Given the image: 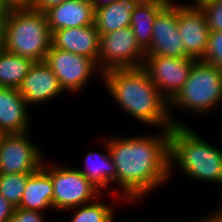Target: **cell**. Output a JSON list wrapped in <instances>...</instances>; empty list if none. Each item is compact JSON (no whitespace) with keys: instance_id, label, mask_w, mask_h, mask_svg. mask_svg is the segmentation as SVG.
Here are the masks:
<instances>
[{"instance_id":"obj_23","label":"cell","mask_w":222,"mask_h":222,"mask_svg":"<svg viewBox=\"0 0 222 222\" xmlns=\"http://www.w3.org/2000/svg\"><path fill=\"white\" fill-rule=\"evenodd\" d=\"M33 172L0 174V194L15 208H18L27 185V179Z\"/></svg>"},{"instance_id":"obj_15","label":"cell","mask_w":222,"mask_h":222,"mask_svg":"<svg viewBox=\"0 0 222 222\" xmlns=\"http://www.w3.org/2000/svg\"><path fill=\"white\" fill-rule=\"evenodd\" d=\"M100 141L105 153L89 151L84 157L83 163L85 167H80L78 170L102 193L106 194L105 192H108L109 189L108 196H111L114 204H118L117 201L120 202L121 200L122 202L123 198L118 194H114V189L111 186H116V167L109 152L108 141L103 136L102 139L100 138ZM107 187H111V189Z\"/></svg>"},{"instance_id":"obj_21","label":"cell","mask_w":222,"mask_h":222,"mask_svg":"<svg viewBox=\"0 0 222 222\" xmlns=\"http://www.w3.org/2000/svg\"><path fill=\"white\" fill-rule=\"evenodd\" d=\"M33 64L31 59L12 54L0 46V86L18 89Z\"/></svg>"},{"instance_id":"obj_10","label":"cell","mask_w":222,"mask_h":222,"mask_svg":"<svg viewBox=\"0 0 222 222\" xmlns=\"http://www.w3.org/2000/svg\"><path fill=\"white\" fill-rule=\"evenodd\" d=\"M196 61L191 57L145 56L142 68L170 101L184 86Z\"/></svg>"},{"instance_id":"obj_4","label":"cell","mask_w":222,"mask_h":222,"mask_svg":"<svg viewBox=\"0 0 222 222\" xmlns=\"http://www.w3.org/2000/svg\"><path fill=\"white\" fill-rule=\"evenodd\" d=\"M0 46L34 62L45 61L52 46L46 14L33 8L0 11Z\"/></svg>"},{"instance_id":"obj_18","label":"cell","mask_w":222,"mask_h":222,"mask_svg":"<svg viewBox=\"0 0 222 222\" xmlns=\"http://www.w3.org/2000/svg\"><path fill=\"white\" fill-rule=\"evenodd\" d=\"M18 208L39 212L53 209L52 179L42 167L28 177Z\"/></svg>"},{"instance_id":"obj_25","label":"cell","mask_w":222,"mask_h":222,"mask_svg":"<svg viewBox=\"0 0 222 222\" xmlns=\"http://www.w3.org/2000/svg\"><path fill=\"white\" fill-rule=\"evenodd\" d=\"M204 62L213 64L222 70V32L211 31L209 33L208 47L205 53Z\"/></svg>"},{"instance_id":"obj_19","label":"cell","mask_w":222,"mask_h":222,"mask_svg":"<svg viewBox=\"0 0 222 222\" xmlns=\"http://www.w3.org/2000/svg\"><path fill=\"white\" fill-rule=\"evenodd\" d=\"M143 0H119L95 9L94 24L102 34L130 26L131 14Z\"/></svg>"},{"instance_id":"obj_9","label":"cell","mask_w":222,"mask_h":222,"mask_svg":"<svg viewBox=\"0 0 222 222\" xmlns=\"http://www.w3.org/2000/svg\"><path fill=\"white\" fill-rule=\"evenodd\" d=\"M30 135L29 131L5 135L0 146V174L36 172L42 167L46 158Z\"/></svg>"},{"instance_id":"obj_17","label":"cell","mask_w":222,"mask_h":222,"mask_svg":"<svg viewBox=\"0 0 222 222\" xmlns=\"http://www.w3.org/2000/svg\"><path fill=\"white\" fill-rule=\"evenodd\" d=\"M49 30L76 28L94 24L95 10L92 4L79 0H67L46 12Z\"/></svg>"},{"instance_id":"obj_3","label":"cell","mask_w":222,"mask_h":222,"mask_svg":"<svg viewBox=\"0 0 222 222\" xmlns=\"http://www.w3.org/2000/svg\"><path fill=\"white\" fill-rule=\"evenodd\" d=\"M195 131L189 124L169 129L170 177L177 166L188 180L222 186V150Z\"/></svg>"},{"instance_id":"obj_32","label":"cell","mask_w":222,"mask_h":222,"mask_svg":"<svg viewBox=\"0 0 222 222\" xmlns=\"http://www.w3.org/2000/svg\"><path fill=\"white\" fill-rule=\"evenodd\" d=\"M193 2H191V3H193V4H188L187 2L186 3H184L183 5H198V4H200L201 2H203L204 0H192Z\"/></svg>"},{"instance_id":"obj_28","label":"cell","mask_w":222,"mask_h":222,"mask_svg":"<svg viewBox=\"0 0 222 222\" xmlns=\"http://www.w3.org/2000/svg\"><path fill=\"white\" fill-rule=\"evenodd\" d=\"M15 207L0 194V222H9Z\"/></svg>"},{"instance_id":"obj_26","label":"cell","mask_w":222,"mask_h":222,"mask_svg":"<svg viewBox=\"0 0 222 222\" xmlns=\"http://www.w3.org/2000/svg\"><path fill=\"white\" fill-rule=\"evenodd\" d=\"M44 212L15 208L9 222H45Z\"/></svg>"},{"instance_id":"obj_22","label":"cell","mask_w":222,"mask_h":222,"mask_svg":"<svg viewBox=\"0 0 222 222\" xmlns=\"http://www.w3.org/2000/svg\"><path fill=\"white\" fill-rule=\"evenodd\" d=\"M102 196L101 194L92 202L66 210L75 211L70 222H114L115 216H117L115 205L105 203Z\"/></svg>"},{"instance_id":"obj_7","label":"cell","mask_w":222,"mask_h":222,"mask_svg":"<svg viewBox=\"0 0 222 222\" xmlns=\"http://www.w3.org/2000/svg\"><path fill=\"white\" fill-rule=\"evenodd\" d=\"M44 62L57 76L65 93L69 95L82 93L94 75L100 78L103 75L92 59L53 46L49 49Z\"/></svg>"},{"instance_id":"obj_30","label":"cell","mask_w":222,"mask_h":222,"mask_svg":"<svg viewBox=\"0 0 222 222\" xmlns=\"http://www.w3.org/2000/svg\"><path fill=\"white\" fill-rule=\"evenodd\" d=\"M216 207L217 208L213 209L212 212L206 213L203 218L200 217L199 220H194L192 222H222V208L218 205Z\"/></svg>"},{"instance_id":"obj_31","label":"cell","mask_w":222,"mask_h":222,"mask_svg":"<svg viewBox=\"0 0 222 222\" xmlns=\"http://www.w3.org/2000/svg\"><path fill=\"white\" fill-rule=\"evenodd\" d=\"M116 1H119V0H94V10L110 5Z\"/></svg>"},{"instance_id":"obj_13","label":"cell","mask_w":222,"mask_h":222,"mask_svg":"<svg viewBox=\"0 0 222 222\" xmlns=\"http://www.w3.org/2000/svg\"><path fill=\"white\" fill-rule=\"evenodd\" d=\"M18 91L28 107L47 104L65 92L57 76L44 61L34 62Z\"/></svg>"},{"instance_id":"obj_8","label":"cell","mask_w":222,"mask_h":222,"mask_svg":"<svg viewBox=\"0 0 222 222\" xmlns=\"http://www.w3.org/2000/svg\"><path fill=\"white\" fill-rule=\"evenodd\" d=\"M144 59L145 52L137 44L130 26L101 35L98 68L102 73L142 67Z\"/></svg>"},{"instance_id":"obj_12","label":"cell","mask_w":222,"mask_h":222,"mask_svg":"<svg viewBox=\"0 0 222 222\" xmlns=\"http://www.w3.org/2000/svg\"><path fill=\"white\" fill-rule=\"evenodd\" d=\"M174 2H178V31L185 52L191 58L202 60L210 33L205 15L197 5H183L177 0Z\"/></svg>"},{"instance_id":"obj_6","label":"cell","mask_w":222,"mask_h":222,"mask_svg":"<svg viewBox=\"0 0 222 222\" xmlns=\"http://www.w3.org/2000/svg\"><path fill=\"white\" fill-rule=\"evenodd\" d=\"M43 162L42 168L53 183V210L65 211L94 201L103 194L79 170L78 167L53 165ZM57 209V210H56Z\"/></svg>"},{"instance_id":"obj_2","label":"cell","mask_w":222,"mask_h":222,"mask_svg":"<svg viewBox=\"0 0 222 222\" xmlns=\"http://www.w3.org/2000/svg\"><path fill=\"white\" fill-rule=\"evenodd\" d=\"M103 81L113 103L120 106L137 123L152 129H170L171 122L169 101L150 81L142 68L113 69L103 73Z\"/></svg>"},{"instance_id":"obj_29","label":"cell","mask_w":222,"mask_h":222,"mask_svg":"<svg viewBox=\"0 0 222 222\" xmlns=\"http://www.w3.org/2000/svg\"><path fill=\"white\" fill-rule=\"evenodd\" d=\"M67 0H36L33 9L45 13L48 9L60 5Z\"/></svg>"},{"instance_id":"obj_20","label":"cell","mask_w":222,"mask_h":222,"mask_svg":"<svg viewBox=\"0 0 222 222\" xmlns=\"http://www.w3.org/2000/svg\"><path fill=\"white\" fill-rule=\"evenodd\" d=\"M171 0H143L131 14L130 27L137 44L145 52L151 45L153 23L157 14Z\"/></svg>"},{"instance_id":"obj_5","label":"cell","mask_w":222,"mask_h":222,"mask_svg":"<svg viewBox=\"0 0 222 222\" xmlns=\"http://www.w3.org/2000/svg\"><path fill=\"white\" fill-rule=\"evenodd\" d=\"M222 105V70L213 64L197 60L180 91L169 101L171 122L174 126H187L172 115L173 110L208 115ZM184 110V111H183ZM177 119V120H176Z\"/></svg>"},{"instance_id":"obj_34","label":"cell","mask_w":222,"mask_h":222,"mask_svg":"<svg viewBox=\"0 0 222 222\" xmlns=\"http://www.w3.org/2000/svg\"><path fill=\"white\" fill-rule=\"evenodd\" d=\"M81 2H86V3H89V4H92L93 7H94V0H79Z\"/></svg>"},{"instance_id":"obj_24","label":"cell","mask_w":222,"mask_h":222,"mask_svg":"<svg viewBox=\"0 0 222 222\" xmlns=\"http://www.w3.org/2000/svg\"><path fill=\"white\" fill-rule=\"evenodd\" d=\"M197 6L204 13L210 32H222V0H204Z\"/></svg>"},{"instance_id":"obj_16","label":"cell","mask_w":222,"mask_h":222,"mask_svg":"<svg viewBox=\"0 0 222 222\" xmlns=\"http://www.w3.org/2000/svg\"><path fill=\"white\" fill-rule=\"evenodd\" d=\"M29 108L18 89L0 86V129L3 132L29 131L32 119Z\"/></svg>"},{"instance_id":"obj_11","label":"cell","mask_w":222,"mask_h":222,"mask_svg":"<svg viewBox=\"0 0 222 222\" xmlns=\"http://www.w3.org/2000/svg\"><path fill=\"white\" fill-rule=\"evenodd\" d=\"M145 56L189 57L178 31V3L170 1L156 16Z\"/></svg>"},{"instance_id":"obj_33","label":"cell","mask_w":222,"mask_h":222,"mask_svg":"<svg viewBox=\"0 0 222 222\" xmlns=\"http://www.w3.org/2000/svg\"><path fill=\"white\" fill-rule=\"evenodd\" d=\"M5 135H6V133L0 129V146L2 144V141H3V138L5 137Z\"/></svg>"},{"instance_id":"obj_1","label":"cell","mask_w":222,"mask_h":222,"mask_svg":"<svg viewBox=\"0 0 222 222\" xmlns=\"http://www.w3.org/2000/svg\"><path fill=\"white\" fill-rule=\"evenodd\" d=\"M158 132L129 137L104 136L116 167L114 194L121 196L126 204L142 202L172 179L169 129H159Z\"/></svg>"},{"instance_id":"obj_14","label":"cell","mask_w":222,"mask_h":222,"mask_svg":"<svg viewBox=\"0 0 222 222\" xmlns=\"http://www.w3.org/2000/svg\"><path fill=\"white\" fill-rule=\"evenodd\" d=\"M100 37L95 24L65 28L52 33V46L56 49L88 57L98 66Z\"/></svg>"},{"instance_id":"obj_27","label":"cell","mask_w":222,"mask_h":222,"mask_svg":"<svg viewBox=\"0 0 222 222\" xmlns=\"http://www.w3.org/2000/svg\"><path fill=\"white\" fill-rule=\"evenodd\" d=\"M36 0H0V11L17 8H32Z\"/></svg>"}]
</instances>
